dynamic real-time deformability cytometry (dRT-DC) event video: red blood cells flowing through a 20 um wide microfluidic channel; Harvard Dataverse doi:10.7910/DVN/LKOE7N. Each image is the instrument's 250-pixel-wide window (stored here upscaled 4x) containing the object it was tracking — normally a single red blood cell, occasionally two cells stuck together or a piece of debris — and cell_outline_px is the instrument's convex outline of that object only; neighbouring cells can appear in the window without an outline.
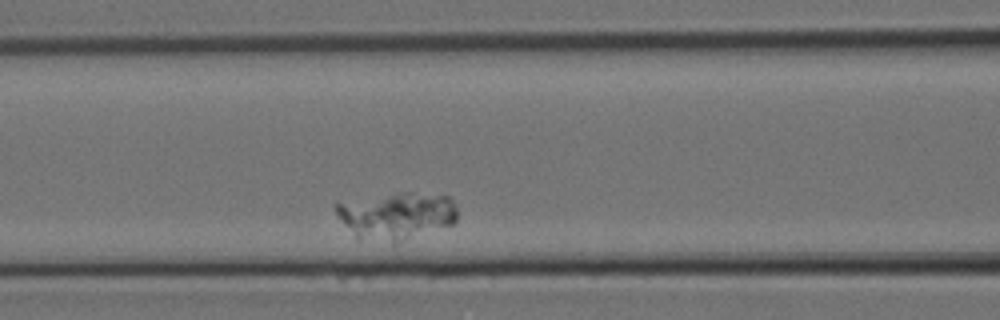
{"species": "Egyptian fruit bat (a non-hibernating species)", "species_latin": "Rousettus aegyptiacus", "temperature_condition": "room temperature", "stored_images_in_passage": 4, "camera_frame_rate_fps": 3000, "um_per_image_px": 0.085, "animal": {"sex": "female"}, "frame": {"image": 1, "passage_image": 4, "time_ms": 1.0, "image_size_px": [1000, 320], "cell_outline_px": [[456, 220], [452, 224], [392, 244], [356, 240], [344, 224], [336, 212], [332, 204], [400, 192], [408, 192], [452, 196], [456, 208]], "centroid_in_image_um": [33.67, 18.36], "position_along_channel_um": 132.9, "area_um2": 33.64}}